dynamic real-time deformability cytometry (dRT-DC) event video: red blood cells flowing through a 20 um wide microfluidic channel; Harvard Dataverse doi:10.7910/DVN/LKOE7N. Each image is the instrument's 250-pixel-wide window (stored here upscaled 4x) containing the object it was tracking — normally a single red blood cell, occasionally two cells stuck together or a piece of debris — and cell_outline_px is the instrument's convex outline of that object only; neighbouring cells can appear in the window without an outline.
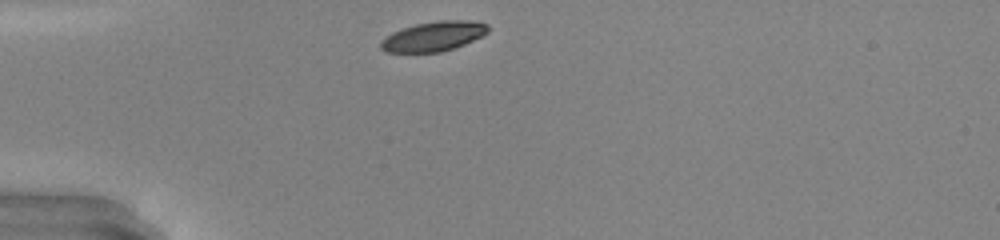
{"species": "common noctule bat (a hibernating species)", "species_latin": "Nyctalus noctula", "temperature_condition": "warm", "stored_images_in_passage": 27, "camera_frame_rate_fps": 3000, "um_per_image_px": 0.085, "animal": {"sex": "male", "body_mass_g": 20.0, "forearm_length_mm": 53.3}, "frame": {"image": 1, "passage_image": 1, "time_ms": 0.0, "image_size_px": [1000, 240], "cell_outline_px": [[488, 32], [464, 44], [440, 52], [384, 52], [380, 48], [380, 40], [392, 32], [416, 24], [440, 20], [468, 20], [488, 24]], "centroid_in_image_um": [36.81, 3.09], "position_along_channel_um": 48.2, "area_um2": 18.38}}
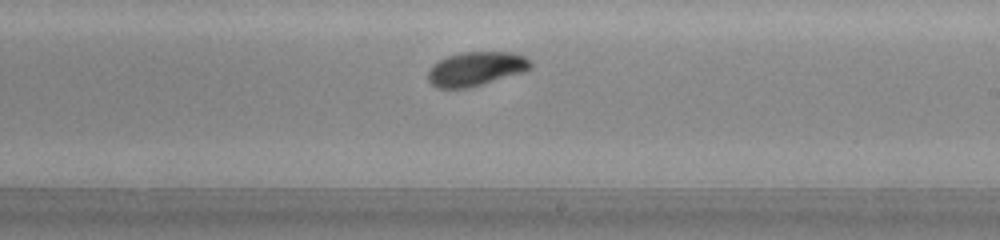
{"frame": {"image": 2, "passage_image": 17, "time_ms": 5.333, "image_size_px": [1000, 240], "cell_outline_px": [[532, 64], [524, 72], [468, 88], [436, 88], [428, 80], [428, 72], [432, 64], [448, 56], [464, 52], [512, 52], [524, 56]], "centroid_in_image_um": [40.43, 5.85], "position_along_channel_um": 248.6, "area_um2": 20.17}}
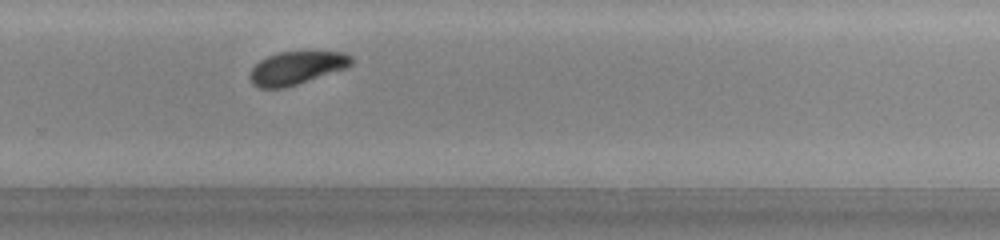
{"frame": {"image": 3, "passage_image": 21, "time_ms": 6.667, "image_size_px": [1000, 240], "cell_outline_px": [[352, 64], [348, 68], [284, 88], [260, 88], [252, 84], [248, 76], [252, 68], [260, 60], [268, 56], [280, 52], [340, 52], [352, 56]], "centroid_in_image_um": [25.2, 5.78], "position_along_channel_um": 304.6, "area_um2": 19.48}, "authors_computed_cell_mechanics": {"area_um2": 20.1722, "velocity_mm_per_s": 4.2038, "shape_relaxation_time_tau1_ms": 1.2873, "shape_relaxation_time_tau2_ms": null, "deformation_change_tau1": 0.1417, "deformation_change_tau2": null}}